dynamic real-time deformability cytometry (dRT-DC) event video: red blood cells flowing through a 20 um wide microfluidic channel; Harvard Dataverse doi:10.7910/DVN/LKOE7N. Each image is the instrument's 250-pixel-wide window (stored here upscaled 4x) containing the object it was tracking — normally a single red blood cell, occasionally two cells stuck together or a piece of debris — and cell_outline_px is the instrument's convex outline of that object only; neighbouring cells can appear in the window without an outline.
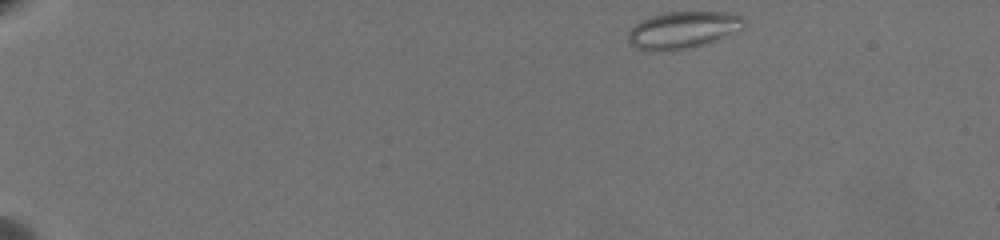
{"species": "common noctule bat (a hibernating species)", "species_latin": "Nyctalus noctula", "temperature_condition": "warm", "stored_images_in_passage": 55, "camera_frame_rate_fps": 3000, "um_per_image_px": 0.085, "animal": {"sex": "female", "body_mass_g": 19.5, "forearm_length_mm": 54.1}, "frame": {"image": 1, "passage_image": 1, "time_ms": 0.0, "image_size_px": [1000, 240], "cell_outline_px": [[744, 24], [740, 28], [716, 40], [692, 48], [672, 52], [644, 52], [636, 48], [628, 40], [628, 32], [640, 20], [664, 12], [732, 12], [740, 16], [744, 20]], "centroid_in_image_um": [57.97, 2.58], "position_along_channel_um": 27.0, "area_um2": 25.2}}
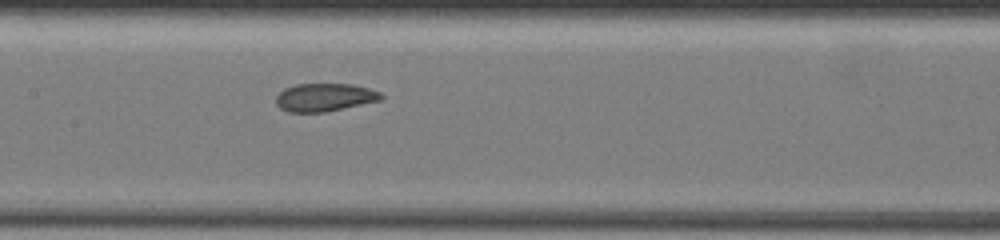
{"frame": {"image": 2, "passage_image": 26, "time_ms": 8.333, "image_size_px": [1000, 240], "cell_outline_px": [[384, 96], [380, 100], [344, 108], [324, 112], [288, 112], [280, 108], [276, 104], [276, 96], [284, 88], [296, 84], [352, 84], [368, 88], [380, 92]], "centroid_in_image_um": [27.57, 8.27], "position_along_channel_um": 179.8, "area_um2": 17.11}}
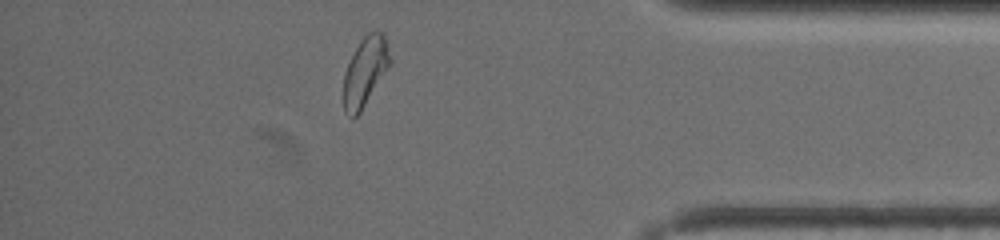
{"frame": {"image": 3, "passage_image": 48, "time_ms": 15.667, "image_size_px": [1000, 240], "cell_outline_px": [[392, 60], [388, 68], [360, 112], [356, 116], [352, 116], [344, 112], [344, 72], [360, 40], [368, 32], [380, 32], [384, 36], [388, 44]], "centroid_in_image_um": [31.05, 6.06], "position_along_channel_um": 404.2, "area_um2": 18.32}, "authors_computed_cell_mechanics": {"area_um2": 18.8428, "velocity_mm_per_s": 3.3756, "shape_relaxation_time_tau1_ms": null, "shape_relaxation_time_tau2_ms": 1.446, "deformation_change_tau1": null, "deformation_change_tau2": 0.0763}}